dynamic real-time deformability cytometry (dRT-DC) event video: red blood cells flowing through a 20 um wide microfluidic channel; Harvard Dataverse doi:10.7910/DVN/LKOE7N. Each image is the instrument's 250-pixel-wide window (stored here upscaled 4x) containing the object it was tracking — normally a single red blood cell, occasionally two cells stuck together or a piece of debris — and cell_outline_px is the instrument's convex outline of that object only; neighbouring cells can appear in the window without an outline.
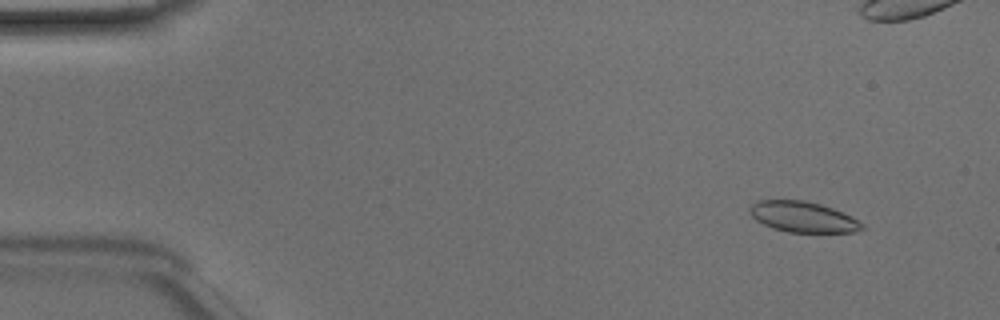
{"species": "Egyptian fruit bat (a non-hibernating species)", "species_latin": "Rousettus aegyptiacus", "temperature_condition": "room temperature", "stored_images_in_passage": 50, "camera_frame_rate_fps": 3000, "um_per_image_px": 0.085, "animal": {"sex": "male"}, "frame": {"image": 1, "passage_image": 5, "time_ms": 1.333, "image_size_px": [1000, 320], "cell_outline_px": [[864, 228], [852, 232], [788, 232], [772, 228], [756, 220], [752, 216], [752, 204], [756, 200], [804, 200], [820, 204], [832, 208], [852, 216], [864, 224]], "centroid_in_image_um": [68.28, 18.44], "position_along_channel_um": 16.7, "area_um2": 19.88}}
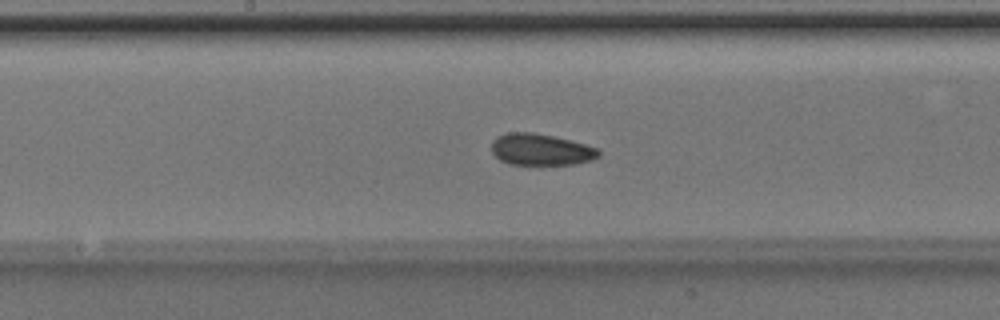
{"frame": {"image": 2, "passage_image": 26, "time_ms": 8.333, "image_size_px": [1000, 320], "cell_outline_px": [[600, 156], [592, 160], [576, 164], [508, 164], [500, 160], [492, 152], [492, 140], [496, 136], [508, 132], [532, 132], [552, 136], [600, 148]], "centroid_in_image_um": [45.97, 12.71], "position_along_channel_um": 202.2, "area_um2": 19.71}}
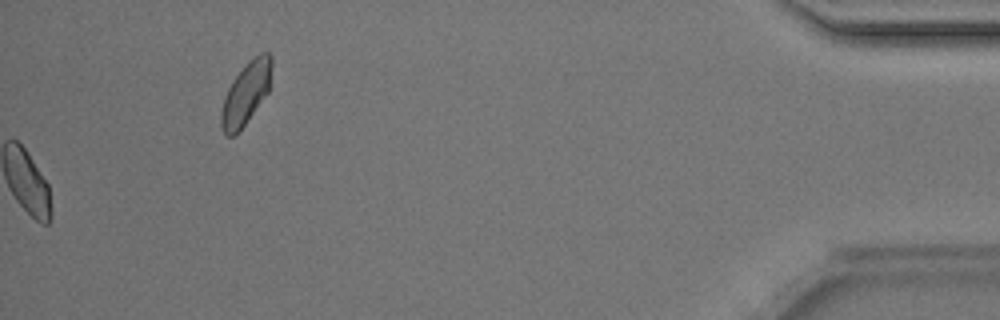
{"frame": {"image": 3, "passage_image": 50, "time_ms": 16.333, "image_size_px": [1000, 320], "cell_outline_px": [[272, 64], [268, 92], [244, 124], [232, 136], [228, 136], [224, 132], [220, 124], [220, 112], [224, 96], [228, 88], [236, 76], [248, 60], [252, 56], [260, 52], [268, 52], [272, 56]], "centroid_in_image_um": [20.9, 7.87], "position_along_channel_um": 414.3, "area_um2": 18.09}, "authors_computed_cell_mechanics": {"area_um2": 19.8832, "velocity_mm_per_s": 4.1448, "shape_relaxation_time_tau1_ms": 2.5964, "shape_relaxation_time_tau2_ms": 2.8654, "deformation_change_tau1": 0.0671, "deformation_change_tau2": 0.0749}}